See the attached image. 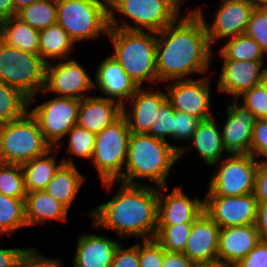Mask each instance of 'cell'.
Here are the masks:
<instances>
[{
    "instance_id": "obj_53",
    "label": "cell",
    "mask_w": 267,
    "mask_h": 267,
    "mask_svg": "<svg viewBox=\"0 0 267 267\" xmlns=\"http://www.w3.org/2000/svg\"><path fill=\"white\" fill-rule=\"evenodd\" d=\"M38 0H13L16 12Z\"/></svg>"
},
{
    "instance_id": "obj_14",
    "label": "cell",
    "mask_w": 267,
    "mask_h": 267,
    "mask_svg": "<svg viewBox=\"0 0 267 267\" xmlns=\"http://www.w3.org/2000/svg\"><path fill=\"white\" fill-rule=\"evenodd\" d=\"M257 207L258 201L254 193L241 196L204 197V211L220 229L255 224Z\"/></svg>"
},
{
    "instance_id": "obj_21",
    "label": "cell",
    "mask_w": 267,
    "mask_h": 267,
    "mask_svg": "<svg viewBox=\"0 0 267 267\" xmlns=\"http://www.w3.org/2000/svg\"><path fill=\"white\" fill-rule=\"evenodd\" d=\"M151 89L144 90L142 87L136 90L127 101L132 106L131 112L123 105L122 114L126 117L131 133L145 134L154 122L160 105L167 99L166 92H155L154 88Z\"/></svg>"
},
{
    "instance_id": "obj_43",
    "label": "cell",
    "mask_w": 267,
    "mask_h": 267,
    "mask_svg": "<svg viewBox=\"0 0 267 267\" xmlns=\"http://www.w3.org/2000/svg\"><path fill=\"white\" fill-rule=\"evenodd\" d=\"M200 120L187 113L175 111V140L188 142Z\"/></svg>"
},
{
    "instance_id": "obj_25",
    "label": "cell",
    "mask_w": 267,
    "mask_h": 267,
    "mask_svg": "<svg viewBox=\"0 0 267 267\" xmlns=\"http://www.w3.org/2000/svg\"><path fill=\"white\" fill-rule=\"evenodd\" d=\"M216 117L200 121L192 134L190 141L197 150L203 162L208 166H215L222 159V156L229 154L223 144L221 130L217 126Z\"/></svg>"
},
{
    "instance_id": "obj_44",
    "label": "cell",
    "mask_w": 267,
    "mask_h": 267,
    "mask_svg": "<svg viewBox=\"0 0 267 267\" xmlns=\"http://www.w3.org/2000/svg\"><path fill=\"white\" fill-rule=\"evenodd\" d=\"M111 267H139V243L126 249L120 243L114 253Z\"/></svg>"
},
{
    "instance_id": "obj_36",
    "label": "cell",
    "mask_w": 267,
    "mask_h": 267,
    "mask_svg": "<svg viewBox=\"0 0 267 267\" xmlns=\"http://www.w3.org/2000/svg\"><path fill=\"white\" fill-rule=\"evenodd\" d=\"M0 193L15 199H25L27 192L21 165L0 162Z\"/></svg>"
},
{
    "instance_id": "obj_6",
    "label": "cell",
    "mask_w": 267,
    "mask_h": 267,
    "mask_svg": "<svg viewBox=\"0 0 267 267\" xmlns=\"http://www.w3.org/2000/svg\"><path fill=\"white\" fill-rule=\"evenodd\" d=\"M52 149L37 120L28 111L23 117L0 125V162L19 164Z\"/></svg>"
},
{
    "instance_id": "obj_9",
    "label": "cell",
    "mask_w": 267,
    "mask_h": 267,
    "mask_svg": "<svg viewBox=\"0 0 267 267\" xmlns=\"http://www.w3.org/2000/svg\"><path fill=\"white\" fill-rule=\"evenodd\" d=\"M130 135L123 114L96 134L91 161L99 173L101 183L118 181L123 176Z\"/></svg>"
},
{
    "instance_id": "obj_55",
    "label": "cell",
    "mask_w": 267,
    "mask_h": 267,
    "mask_svg": "<svg viewBox=\"0 0 267 267\" xmlns=\"http://www.w3.org/2000/svg\"><path fill=\"white\" fill-rule=\"evenodd\" d=\"M259 84L267 91V66L262 72Z\"/></svg>"
},
{
    "instance_id": "obj_10",
    "label": "cell",
    "mask_w": 267,
    "mask_h": 267,
    "mask_svg": "<svg viewBox=\"0 0 267 267\" xmlns=\"http://www.w3.org/2000/svg\"><path fill=\"white\" fill-rule=\"evenodd\" d=\"M211 177L206 196H241L254 193L260 162L250 154H228Z\"/></svg>"
},
{
    "instance_id": "obj_50",
    "label": "cell",
    "mask_w": 267,
    "mask_h": 267,
    "mask_svg": "<svg viewBox=\"0 0 267 267\" xmlns=\"http://www.w3.org/2000/svg\"><path fill=\"white\" fill-rule=\"evenodd\" d=\"M256 228L261 241H267V202H258Z\"/></svg>"
},
{
    "instance_id": "obj_49",
    "label": "cell",
    "mask_w": 267,
    "mask_h": 267,
    "mask_svg": "<svg viewBox=\"0 0 267 267\" xmlns=\"http://www.w3.org/2000/svg\"><path fill=\"white\" fill-rule=\"evenodd\" d=\"M193 262L180 252H170L164 250V261L162 267H192Z\"/></svg>"
},
{
    "instance_id": "obj_4",
    "label": "cell",
    "mask_w": 267,
    "mask_h": 267,
    "mask_svg": "<svg viewBox=\"0 0 267 267\" xmlns=\"http://www.w3.org/2000/svg\"><path fill=\"white\" fill-rule=\"evenodd\" d=\"M107 38L112 42L111 55L129 78L142 88L143 82H158L156 71L157 32L109 28Z\"/></svg>"
},
{
    "instance_id": "obj_1",
    "label": "cell",
    "mask_w": 267,
    "mask_h": 267,
    "mask_svg": "<svg viewBox=\"0 0 267 267\" xmlns=\"http://www.w3.org/2000/svg\"><path fill=\"white\" fill-rule=\"evenodd\" d=\"M187 14V15H186ZM157 32L156 71L158 82L184 80L206 74L212 48L202 18L194 11Z\"/></svg>"
},
{
    "instance_id": "obj_47",
    "label": "cell",
    "mask_w": 267,
    "mask_h": 267,
    "mask_svg": "<svg viewBox=\"0 0 267 267\" xmlns=\"http://www.w3.org/2000/svg\"><path fill=\"white\" fill-rule=\"evenodd\" d=\"M38 254L37 249L33 248L23 259L19 267H61L63 264V262L58 258L49 259Z\"/></svg>"
},
{
    "instance_id": "obj_18",
    "label": "cell",
    "mask_w": 267,
    "mask_h": 267,
    "mask_svg": "<svg viewBox=\"0 0 267 267\" xmlns=\"http://www.w3.org/2000/svg\"><path fill=\"white\" fill-rule=\"evenodd\" d=\"M222 61L221 74L217 81L218 91L238 100L244 92L259 85L262 72L267 66L266 61Z\"/></svg>"
},
{
    "instance_id": "obj_16",
    "label": "cell",
    "mask_w": 267,
    "mask_h": 267,
    "mask_svg": "<svg viewBox=\"0 0 267 267\" xmlns=\"http://www.w3.org/2000/svg\"><path fill=\"white\" fill-rule=\"evenodd\" d=\"M203 212L204 199L190 198L180 187H173L171 193L167 186L158 187L157 225L194 222Z\"/></svg>"
},
{
    "instance_id": "obj_33",
    "label": "cell",
    "mask_w": 267,
    "mask_h": 267,
    "mask_svg": "<svg viewBox=\"0 0 267 267\" xmlns=\"http://www.w3.org/2000/svg\"><path fill=\"white\" fill-rule=\"evenodd\" d=\"M219 55L222 60L265 61L259 44L246 34L238 35L225 42Z\"/></svg>"
},
{
    "instance_id": "obj_8",
    "label": "cell",
    "mask_w": 267,
    "mask_h": 267,
    "mask_svg": "<svg viewBox=\"0 0 267 267\" xmlns=\"http://www.w3.org/2000/svg\"><path fill=\"white\" fill-rule=\"evenodd\" d=\"M57 23L74 43L105 37L109 11L103 0H57Z\"/></svg>"
},
{
    "instance_id": "obj_40",
    "label": "cell",
    "mask_w": 267,
    "mask_h": 267,
    "mask_svg": "<svg viewBox=\"0 0 267 267\" xmlns=\"http://www.w3.org/2000/svg\"><path fill=\"white\" fill-rule=\"evenodd\" d=\"M243 105L250 110L257 119H267V91L259 84L253 86L241 96Z\"/></svg>"
},
{
    "instance_id": "obj_27",
    "label": "cell",
    "mask_w": 267,
    "mask_h": 267,
    "mask_svg": "<svg viewBox=\"0 0 267 267\" xmlns=\"http://www.w3.org/2000/svg\"><path fill=\"white\" fill-rule=\"evenodd\" d=\"M28 227L43 225L47 220L67 221L69 210L45 190L27 193L24 200Z\"/></svg>"
},
{
    "instance_id": "obj_32",
    "label": "cell",
    "mask_w": 267,
    "mask_h": 267,
    "mask_svg": "<svg viewBox=\"0 0 267 267\" xmlns=\"http://www.w3.org/2000/svg\"><path fill=\"white\" fill-rule=\"evenodd\" d=\"M28 109L29 98L26 95L0 82V125L23 117Z\"/></svg>"
},
{
    "instance_id": "obj_12",
    "label": "cell",
    "mask_w": 267,
    "mask_h": 267,
    "mask_svg": "<svg viewBox=\"0 0 267 267\" xmlns=\"http://www.w3.org/2000/svg\"><path fill=\"white\" fill-rule=\"evenodd\" d=\"M79 61L68 58L45 66V85L41 92L56 93L58 97L81 100L94 88V81ZM86 92V93H85Z\"/></svg>"
},
{
    "instance_id": "obj_39",
    "label": "cell",
    "mask_w": 267,
    "mask_h": 267,
    "mask_svg": "<svg viewBox=\"0 0 267 267\" xmlns=\"http://www.w3.org/2000/svg\"><path fill=\"white\" fill-rule=\"evenodd\" d=\"M245 34L254 39L262 52L267 54V8H254Z\"/></svg>"
},
{
    "instance_id": "obj_3",
    "label": "cell",
    "mask_w": 267,
    "mask_h": 267,
    "mask_svg": "<svg viewBox=\"0 0 267 267\" xmlns=\"http://www.w3.org/2000/svg\"><path fill=\"white\" fill-rule=\"evenodd\" d=\"M189 149V146L177 147L150 135L131 133L123 176L118 181L140 185L143 179L157 187L167 186L172 167Z\"/></svg>"
},
{
    "instance_id": "obj_34",
    "label": "cell",
    "mask_w": 267,
    "mask_h": 267,
    "mask_svg": "<svg viewBox=\"0 0 267 267\" xmlns=\"http://www.w3.org/2000/svg\"><path fill=\"white\" fill-rule=\"evenodd\" d=\"M25 199H15L0 193V235L27 228Z\"/></svg>"
},
{
    "instance_id": "obj_52",
    "label": "cell",
    "mask_w": 267,
    "mask_h": 267,
    "mask_svg": "<svg viewBox=\"0 0 267 267\" xmlns=\"http://www.w3.org/2000/svg\"><path fill=\"white\" fill-rule=\"evenodd\" d=\"M192 267H234V265L217 258L210 261L194 262Z\"/></svg>"
},
{
    "instance_id": "obj_26",
    "label": "cell",
    "mask_w": 267,
    "mask_h": 267,
    "mask_svg": "<svg viewBox=\"0 0 267 267\" xmlns=\"http://www.w3.org/2000/svg\"><path fill=\"white\" fill-rule=\"evenodd\" d=\"M58 151L57 148H52L44 155L33 158L21 165L27 193L45 190L63 164H74L71 158L67 160L62 158L57 164L56 157Z\"/></svg>"
},
{
    "instance_id": "obj_23",
    "label": "cell",
    "mask_w": 267,
    "mask_h": 267,
    "mask_svg": "<svg viewBox=\"0 0 267 267\" xmlns=\"http://www.w3.org/2000/svg\"><path fill=\"white\" fill-rule=\"evenodd\" d=\"M256 225L225 227L219 231L218 258L235 265L259 243Z\"/></svg>"
},
{
    "instance_id": "obj_46",
    "label": "cell",
    "mask_w": 267,
    "mask_h": 267,
    "mask_svg": "<svg viewBox=\"0 0 267 267\" xmlns=\"http://www.w3.org/2000/svg\"><path fill=\"white\" fill-rule=\"evenodd\" d=\"M33 248H0V267H19Z\"/></svg>"
},
{
    "instance_id": "obj_2",
    "label": "cell",
    "mask_w": 267,
    "mask_h": 267,
    "mask_svg": "<svg viewBox=\"0 0 267 267\" xmlns=\"http://www.w3.org/2000/svg\"><path fill=\"white\" fill-rule=\"evenodd\" d=\"M119 183L116 195L89 211L92 226L110 229L120 239L131 236L154 239L157 230L158 188L150 185H131L120 181L102 182L110 190Z\"/></svg>"
},
{
    "instance_id": "obj_42",
    "label": "cell",
    "mask_w": 267,
    "mask_h": 267,
    "mask_svg": "<svg viewBox=\"0 0 267 267\" xmlns=\"http://www.w3.org/2000/svg\"><path fill=\"white\" fill-rule=\"evenodd\" d=\"M250 155L262 157L260 164H267V119H257L252 130ZM264 157V159H263Z\"/></svg>"
},
{
    "instance_id": "obj_5",
    "label": "cell",
    "mask_w": 267,
    "mask_h": 267,
    "mask_svg": "<svg viewBox=\"0 0 267 267\" xmlns=\"http://www.w3.org/2000/svg\"><path fill=\"white\" fill-rule=\"evenodd\" d=\"M183 0H119L109 10V28L140 31H162L174 23L181 13ZM115 13L128 17V21H122L120 26ZM135 23V24H134Z\"/></svg>"
},
{
    "instance_id": "obj_38",
    "label": "cell",
    "mask_w": 267,
    "mask_h": 267,
    "mask_svg": "<svg viewBox=\"0 0 267 267\" xmlns=\"http://www.w3.org/2000/svg\"><path fill=\"white\" fill-rule=\"evenodd\" d=\"M69 135L67 152L74 156L91 161L96 134L87 129L74 125L66 134Z\"/></svg>"
},
{
    "instance_id": "obj_20",
    "label": "cell",
    "mask_w": 267,
    "mask_h": 267,
    "mask_svg": "<svg viewBox=\"0 0 267 267\" xmlns=\"http://www.w3.org/2000/svg\"><path fill=\"white\" fill-rule=\"evenodd\" d=\"M220 227L204 211L192 225L184 254L194 263L218 258Z\"/></svg>"
},
{
    "instance_id": "obj_35",
    "label": "cell",
    "mask_w": 267,
    "mask_h": 267,
    "mask_svg": "<svg viewBox=\"0 0 267 267\" xmlns=\"http://www.w3.org/2000/svg\"><path fill=\"white\" fill-rule=\"evenodd\" d=\"M193 222L175 225H157L155 240L165 251L183 253Z\"/></svg>"
},
{
    "instance_id": "obj_7",
    "label": "cell",
    "mask_w": 267,
    "mask_h": 267,
    "mask_svg": "<svg viewBox=\"0 0 267 267\" xmlns=\"http://www.w3.org/2000/svg\"><path fill=\"white\" fill-rule=\"evenodd\" d=\"M45 66L39 54L21 51L0 39V82L26 95L29 107L44 89Z\"/></svg>"
},
{
    "instance_id": "obj_28",
    "label": "cell",
    "mask_w": 267,
    "mask_h": 267,
    "mask_svg": "<svg viewBox=\"0 0 267 267\" xmlns=\"http://www.w3.org/2000/svg\"><path fill=\"white\" fill-rule=\"evenodd\" d=\"M84 180V175L80 174L75 164H63L45 191L70 210Z\"/></svg>"
},
{
    "instance_id": "obj_31",
    "label": "cell",
    "mask_w": 267,
    "mask_h": 267,
    "mask_svg": "<svg viewBox=\"0 0 267 267\" xmlns=\"http://www.w3.org/2000/svg\"><path fill=\"white\" fill-rule=\"evenodd\" d=\"M22 22L40 31L57 23V0H38L17 12Z\"/></svg>"
},
{
    "instance_id": "obj_22",
    "label": "cell",
    "mask_w": 267,
    "mask_h": 267,
    "mask_svg": "<svg viewBox=\"0 0 267 267\" xmlns=\"http://www.w3.org/2000/svg\"><path fill=\"white\" fill-rule=\"evenodd\" d=\"M122 112L123 106L115 100L88 96L80 100L77 125L97 134L117 120Z\"/></svg>"
},
{
    "instance_id": "obj_45",
    "label": "cell",
    "mask_w": 267,
    "mask_h": 267,
    "mask_svg": "<svg viewBox=\"0 0 267 267\" xmlns=\"http://www.w3.org/2000/svg\"><path fill=\"white\" fill-rule=\"evenodd\" d=\"M234 267H267V241L260 240Z\"/></svg>"
},
{
    "instance_id": "obj_51",
    "label": "cell",
    "mask_w": 267,
    "mask_h": 267,
    "mask_svg": "<svg viewBox=\"0 0 267 267\" xmlns=\"http://www.w3.org/2000/svg\"><path fill=\"white\" fill-rule=\"evenodd\" d=\"M16 15L13 0H0V22Z\"/></svg>"
},
{
    "instance_id": "obj_19",
    "label": "cell",
    "mask_w": 267,
    "mask_h": 267,
    "mask_svg": "<svg viewBox=\"0 0 267 267\" xmlns=\"http://www.w3.org/2000/svg\"><path fill=\"white\" fill-rule=\"evenodd\" d=\"M94 88L104 94L103 98L115 100L122 106L138 89L122 66L112 57L103 59L96 68ZM126 101V102H125Z\"/></svg>"
},
{
    "instance_id": "obj_37",
    "label": "cell",
    "mask_w": 267,
    "mask_h": 267,
    "mask_svg": "<svg viewBox=\"0 0 267 267\" xmlns=\"http://www.w3.org/2000/svg\"><path fill=\"white\" fill-rule=\"evenodd\" d=\"M175 111L166 99L160 105L154 122H152L145 134L163 141H167V136L175 140Z\"/></svg>"
},
{
    "instance_id": "obj_48",
    "label": "cell",
    "mask_w": 267,
    "mask_h": 267,
    "mask_svg": "<svg viewBox=\"0 0 267 267\" xmlns=\"http://www.w3.org/2000/svg\"><path fill=\"white\" fill-rule=\"evenodd\" d=\"M254 195L258 202H267V164H259L255 176Z\"/></svg>"
},
{
    "instance_id": "obj_11",
    "label": "cell",
    "mask_w": 267,
    "mask_h": 267,
    "mask_svg": "<svg viewBox=\"0 0 267 267\" xmlns=\"http://www.w3.org/2000/svg\"><path fill=\"white\" fill-rule=\"evenodd\" d=\"M80 100L70 97H58L38 104L29 112L37 120L45 140L52 148H61L68 131L77 125ZM65 136V137H64Z\"/></svg>"
},
{
    "instance_id": "obj_15",
    "label": "cell",
    "mask_w": 267,
    "mask_h": 267,
    "mask_svg": "<svg viewBox=\"0 0 267 267\" xmlns=\"http://www.w3.org/2000/svg\"><path fill=\"white\" fill-rule=\"evenodd\" d=\"M193 10L202 18L212 47L218 40L245 34L254 7L247 0H222L211 24L205 21L201 7Z\"/></svg>"
},
{
    "instance_id": "obj_54",
    "label": "cell",
    "mask_w": 267,
    "mask_h": 267,
    "mask_svg": "<svg viewBox=\"0 0 267 267\" xmlns=\"http://www.w3.org/2000/svg\"><path fill=\"white\" fill-rule=\"evenodd\" d=\"M254 8H267V0H247Z\"/></svg>"
},
{
    "instance_id": "obj_13",
    "label": "cell",
    "mask_w": 267,
    "mask_h": 267,
    "mask_svg": "<svg viewBox=\"0 0 267 267\" xmlns=\"http://www.w3.org/2000/svg\"><path fill=\"white\" fill-rule=\"evenodd\" d=\"M208 77L174 80L166 85L167 100L179 112L187 113L200 121L212 118L211 91Z\"/></svg>"
},
{
    "instance_id": "obj_56",
    "label": "cell",
    "mask_w": 267,
    "mask_h": 267,
    "mask_svg": "<svg viewBox=\"0 0 267 267\" xmlns=\"http://www.w3.org/2000/svg\"><path fill=\"white\" fill-rule=\"evenodd\" d=\"M106 9L109 11L119 0H103Z\"/></svg>"
},
{
    "instance_id": "obj_17",
    "label": "cell",
    "mask_w": 267,
    "mask_h": 267,
    "mask_svg": "<svg viewBox=\"0 0 267 267\" xmlns=\"http://www.w3.org/2000/svg\"><path fill=\"white\" fill-rule=\"evenodd\" d=\"M238 101L234 99L226 106L227 117L220 129L221 136L229 154H250L252 130L257 118Z\"/></svg>"
},
{
    "instance_id": "obj_24",
    "label": "cell",
    "mask_w": 267,
    "mask_h": 267,
    "mask_svg": "<svg viewBox=\"0 0 267 267\" xmlns=\"http://www.w3.org/2000/svg\"><path fill=\"white\" fill-rule=\"evenodd\" d=\"M119 244L105 234H82L77 239L73 267H111Z\"/></svg>"
},
{
    "instance_id": "obj_29",
    "label": "cell",
    "mask_w": 267,
    "mask_h": 267,
    "mask_svg": "<svg viewBox=\"0 0 267 267\" xmlns=\"http://www.w3.org/2000/svg\"><path fill=\"white\" fill-rule=\"evenodd\" d=\"M74 47L75 43L58 23L39 31L38 54L45 64L50 63L49 59H55V62L70 58L69 54Z\"/></svg>"
},
{
    "instance_id": "obj_30",
    "label": "cell",
    "mask_w": 267,
    "mask_h": 267,
    "mask_svg": "<svg viewBox=\"0 0 267 267\" xmlns=\"http://www.w3.org/2000/svg\"><path fill=\"white\" fill-rule=\"evenodd\" d=\"M0 39L21 51L38 54L39 31L16 16L0 22Z\"/></svg>"
},
{
    "instance_id": "obj_41",
    "label": "cell",
    "mask_w": 267,
    "mask_h": 267,
    "mask_svg": "<svg viewBox=\"0 0 267 267\" xmlns=\"http://www.w3.org/2000/svg\"><path fill=\"white\" fill-rule=\"evenodd\" d=\"M163 261L164 249L155 239L139 243V267H162Z\"/></svg>"
}]
</instances>
